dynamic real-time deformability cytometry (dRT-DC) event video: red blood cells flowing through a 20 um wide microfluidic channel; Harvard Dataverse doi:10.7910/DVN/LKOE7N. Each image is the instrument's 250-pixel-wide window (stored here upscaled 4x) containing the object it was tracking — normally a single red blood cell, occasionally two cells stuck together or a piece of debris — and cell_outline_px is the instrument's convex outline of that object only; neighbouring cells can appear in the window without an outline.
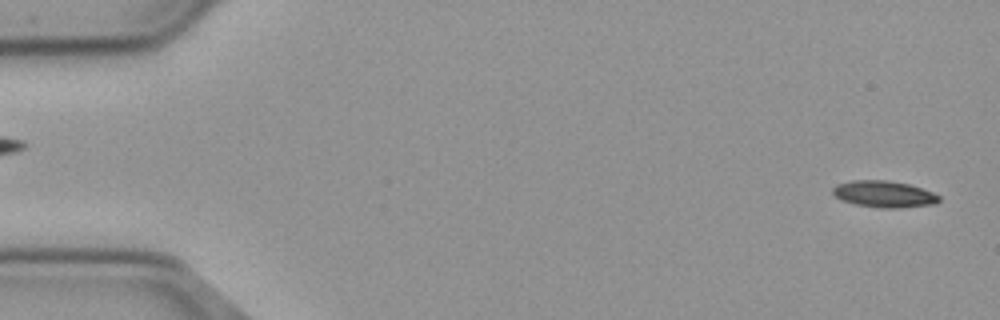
{"species": "common noctule bat (a hibernating species)", "species_latin": "Nyctalus noctula", "temperature_condition": "cold", "stored_images_in_passage": 55, "camera_frame_rate_fps": 3000, "um_per_image_px": 0.085, "animal": {"sex": "male", "body_mass_g": 23.1, "forearm_length_mm": 52.7}, "frame": {"image": 1, "passage_image": 1, "time_ms": 0.0, "image_size_px": [1000, 320], "cell_outline_px": [[940, 200], [936, 204], [900, 208], [880, 208], [856, 204], [844, 200], [836, 196], [832, 192], [832, 188], [836, 184], [852, 180], [884, 180], [908, 184], [932, 192], [940, 196]], "centroid_in_image_um": [75.15, 16.5], "position_along_channel_um": 9.8, "area_um2": 16.36}}
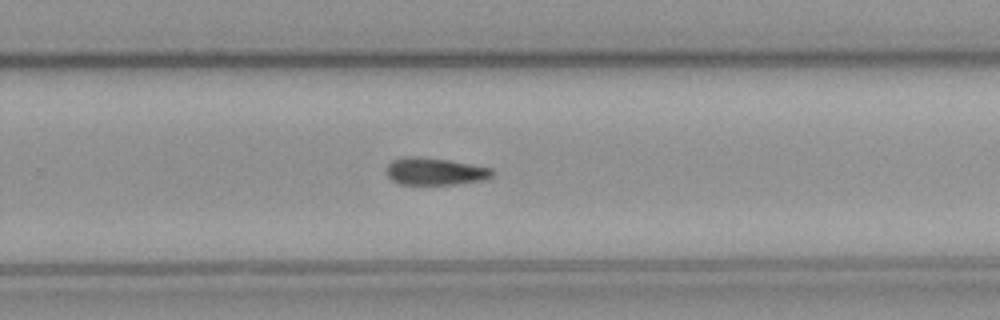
{"frame": {"image": 2, "passage_image": 35, "time_ms": 11.333, "image_size_px": [1000, 320], "cell_outline_px": [[492, 176], [480, 180], [452, 184], [400, 184], [392, 180], [388, 176], [388, 164], [392, 160], [412, 156], [448, 160], [492, 168]], "centroid_in_image_um": [36.95, 14.57], "position_along_channel_um": 292.8, "area_um2": 16.3}}
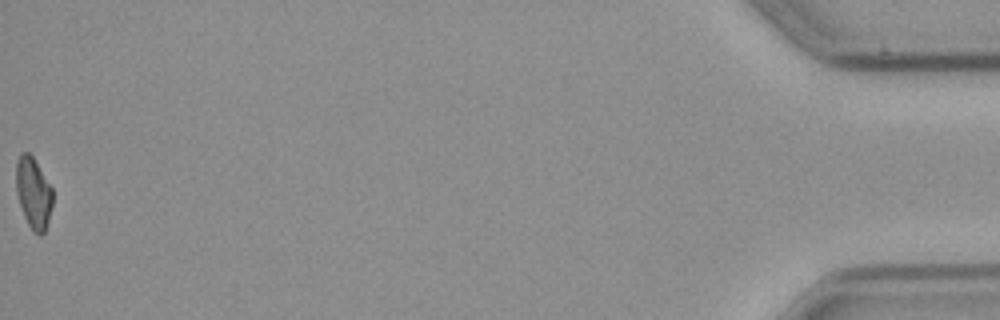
{"frame": {"image": 3, "passage_image": 55, "time_ms": 18.0, "image_size_px": [1000, 320], "cell_outline_px": [[52, 204], [48, 220], [44, 232], [40, 236], [32, 232], [24, 216], [16, 192], [16, 160], [20, 152], [28, 152], [32, 156], [52, 188]], "centroid_in_image_um": [2.82, 16.4], "position_along_channel_um": 432.4, "area_um2": 15.09}}